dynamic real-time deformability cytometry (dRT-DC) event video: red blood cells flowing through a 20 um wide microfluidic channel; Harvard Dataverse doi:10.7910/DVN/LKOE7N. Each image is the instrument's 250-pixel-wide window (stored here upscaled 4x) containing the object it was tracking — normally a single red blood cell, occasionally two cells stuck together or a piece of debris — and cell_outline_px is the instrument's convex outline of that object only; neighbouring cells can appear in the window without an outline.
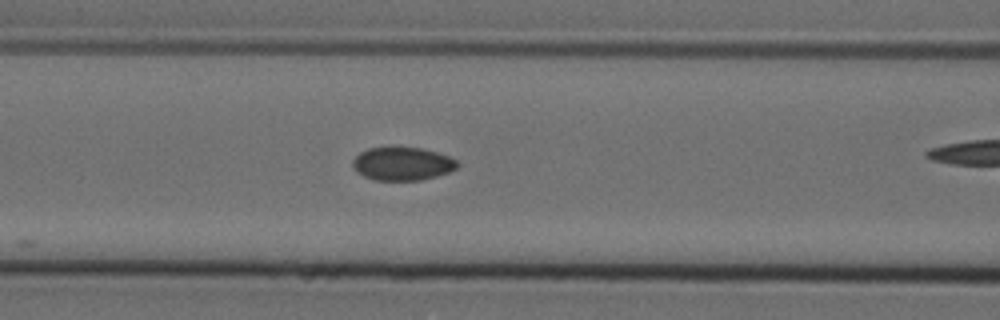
{"species": "Egyptian fruit bat (a non-hibernating species)", "species_latin": "Rousettus aegyptiacus", "temperature_condition": "cold", "stored_images_in_passage": 5, "camera_frame_rate_fps": 3000, "um_per_image_px": 0.085, "animal": {"sex": "female"}, "frame": {"image": 1, "passage_image": 5, "time_ms": 1.333, "image_size_px": [1000, 320], "cell_outline_px": [[460, 164], [456, 168], [448, 172], [436, 176], [420, 180], [376, 180], [364, 176], [356, 172], [352, 168], [352, 160], [360, 152], [368, 148], [388, 144], [424, 148], [448, 156], [456, 160]], "centroid_in_image_um": [34.15, 13.87], "position_along_channel_um": 132.4, "area_um2": 20.98}}